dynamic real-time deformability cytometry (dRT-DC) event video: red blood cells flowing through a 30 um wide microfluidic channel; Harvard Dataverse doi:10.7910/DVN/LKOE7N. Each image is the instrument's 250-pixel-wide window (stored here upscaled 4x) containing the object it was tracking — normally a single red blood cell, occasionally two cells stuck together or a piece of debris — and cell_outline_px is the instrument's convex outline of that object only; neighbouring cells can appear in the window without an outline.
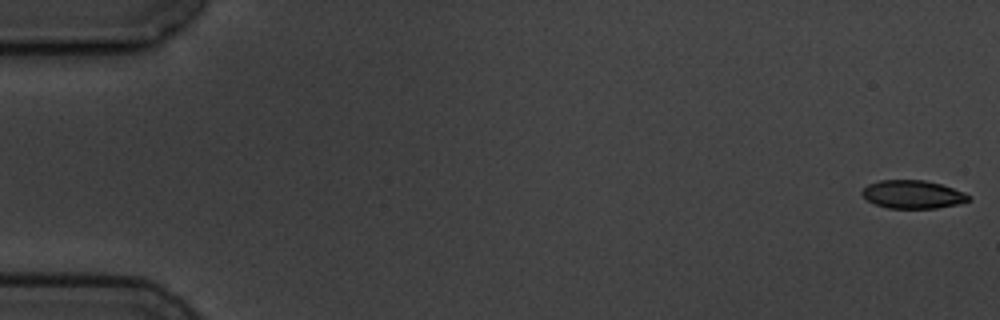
{"species": "common noctule bat (a hibernating species)", "species_latin": "Nyctalus noctula", "temperature_condition": "cold", "stored_images_in_passage": 8, "camera_frame_rate_fps": 3000, "um_per_image_px": 0.085, "animal": {"sex": "male", "body_mass_g": 19.5, "forearm_length_mm": 54.6}, "frame": {"image": 1, "passage_image": 1, "time_ms": 0.0, "image_size_px": [1000, 320], "cell_outline_px": [[972, 200], [956, 204], [936, 208], [888, 208], [876, 204], [868, 200], [860, 192], [868, 184], [880, 180], [924, 180], [940, 184], [964, 192], [972, 196]], "centroid_in_image_um": [77.6, 16.52], "position_along_channel_um": 7.4, "area_um2": 17.4}}
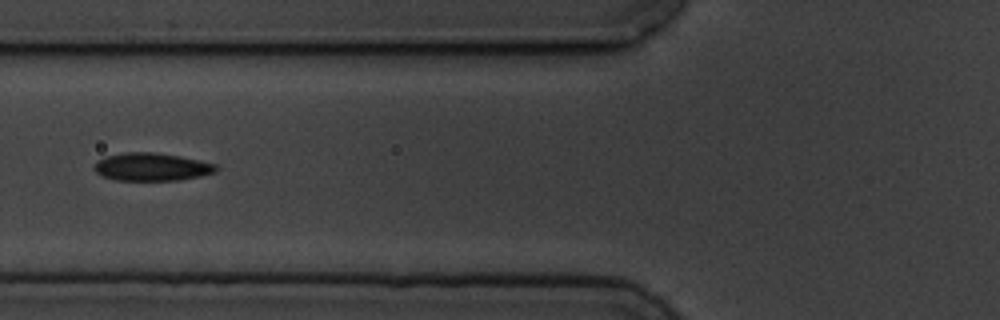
{"frame": {"image": 2, "passage_image": 7, "time_ms": 7.0, "image_size_px": [1000, 320], "cell_outline_px": [[220, 168], [216, 172], [200, 176], [180, 180], [116, 180], [100, 176], [92, 168], [96, 160], [108, 156], [124, 152], [152, 152], [180, 156], [216, 164]], "centroid_in_image_um": [12.87, 14.19], "position_along_channel_um": 112.9, "area_um2": 19.94}}
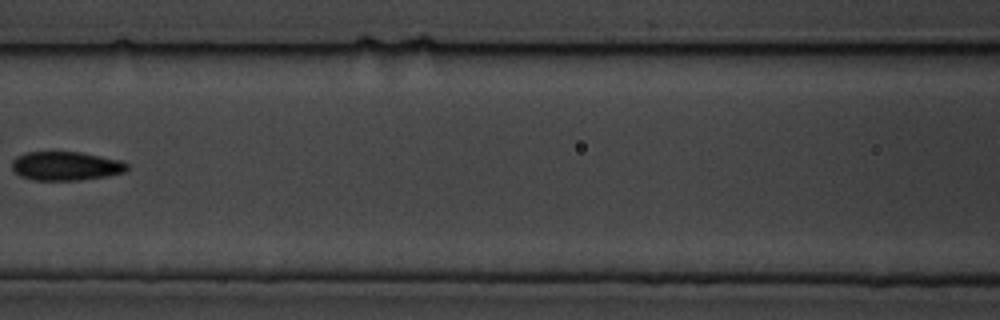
{"frame": {"image": 3, "passage_image": 8, "time_ms": 8.333, "image_size_px": [1000, 320], "cell_outline_px": [[128, 168], [124, 172], [108, 176], [76, 180], [32, 180], [20, 176], [12, 168], [12, 160], [16, 156], [28, 152], [80, 152], [120, 160], [128, 164]], "centroid_in_image_um": [5.58, 14.11], "position_along_channel_um": 161.0, "area_um2": 19.31}}